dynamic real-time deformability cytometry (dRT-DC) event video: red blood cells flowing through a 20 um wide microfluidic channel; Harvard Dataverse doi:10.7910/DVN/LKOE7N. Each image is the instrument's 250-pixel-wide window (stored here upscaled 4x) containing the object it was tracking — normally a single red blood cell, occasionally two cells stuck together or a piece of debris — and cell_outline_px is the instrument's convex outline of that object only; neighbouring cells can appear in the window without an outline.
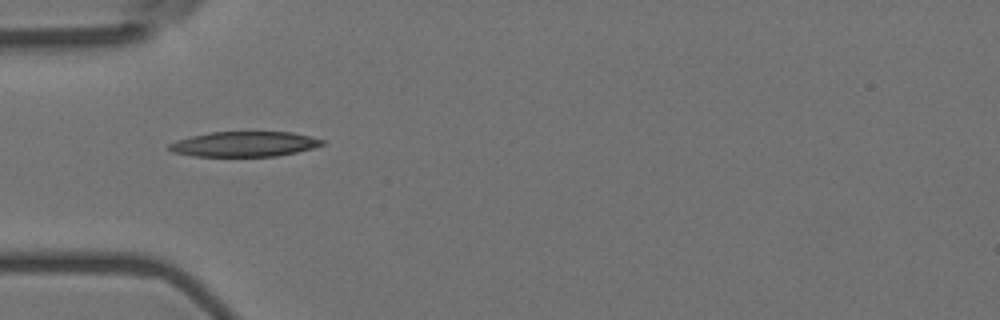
{"species": "Egyptian fruit bat (a non-hibernating species)", "species_latin": "Rousettus aegyptiacus", "temperature_condition": "room temperature", "stored_images_in_passage": 4, "camera_frame_rate_fps": 3000, "um_per_image_px": 0.085, "animal": {"sex": "female"}, "frame": {"image": 1, "passage_image": 1, "time_ms": 0.0, "image_size_px": [1000, 320], "cell_outline_px": [[324, 144], [312, 148], [296, 152], [276, 156], [192, 156], [172, 152], [168, 148], [168, 144], [176, 140], [192, 136], [212, 132], [292, 132], [324, 140]], "centroid_in_image_um": [20.74, 12.25], "position_along_channel_um": 64.3, "area_um2": 22.25}}